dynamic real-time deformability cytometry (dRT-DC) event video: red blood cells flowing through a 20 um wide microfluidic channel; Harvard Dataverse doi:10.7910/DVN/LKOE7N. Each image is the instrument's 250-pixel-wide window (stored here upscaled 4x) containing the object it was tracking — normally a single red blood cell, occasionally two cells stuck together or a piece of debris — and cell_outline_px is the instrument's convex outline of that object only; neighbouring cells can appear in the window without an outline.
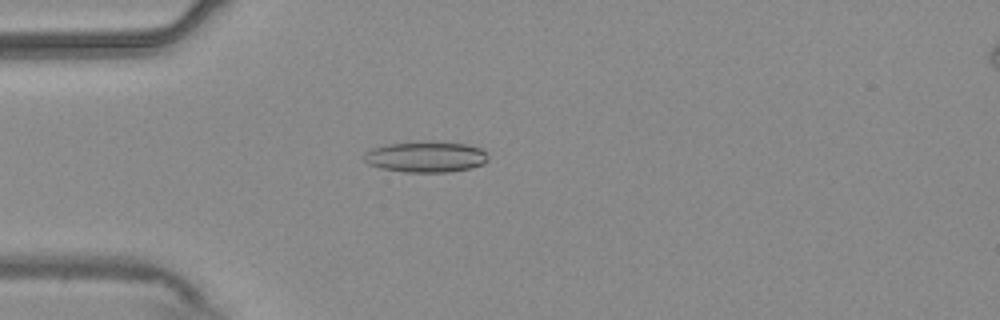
{"species": "common noctule bat (a hibernating species)", "species_latin": "Nyctalus noctula", "temperature_condition": "warm", "stored_images_in_passage": 47, "camera_frame_rate_fps": 3000, "um_per_image_px": 0.085, "animal": {"sex": "male", "body_mass_g": 20.4}, "frame": {"image": 1, "passage_image": 8, "time_ms": 2.333, "image_size_px": [1000, 320], "cell_outline_px": [[488, 160], [484, 164], [472, 168], [448, 172], [404, 172], [380, 168], [368, 164], [364, 160], [364, 152], [372, 148], [388, 144], [464, 144], [480, 148], [488, 152]], "centroid_in_image_um": [36.21, 13.38], "position_along_channel_um": 48.8, "area_um2": 21.62}}
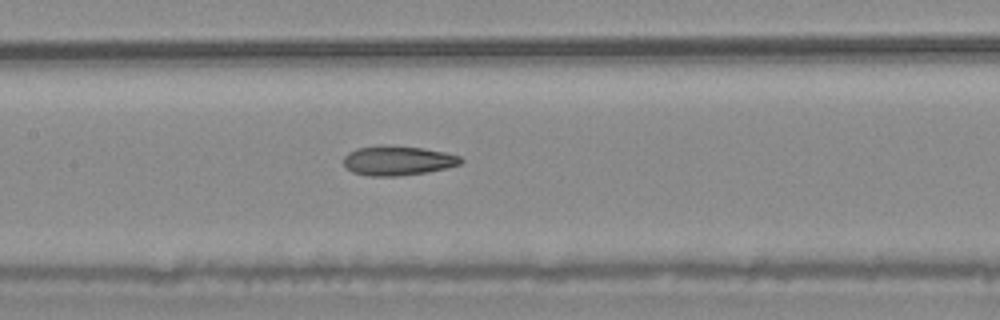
{"frame": {"image": 2, "passage_image": 19, "time_ms": 6.0, "image_size_px": [1000, 320], "cell_outline_px": [[464, 160], [460, 164], [428, 172], [396, 176], [368, 176], [352, 172], [344, 164], [344, 156], [348, 152], [356, 148], [380, 144], [384, 144], [424, 148], [444, 152], [460, 156]], "centroid_in_image_um": [33.78, 13.63], "position_along_channel_um": 173.6, "area_um2": 20.35}}
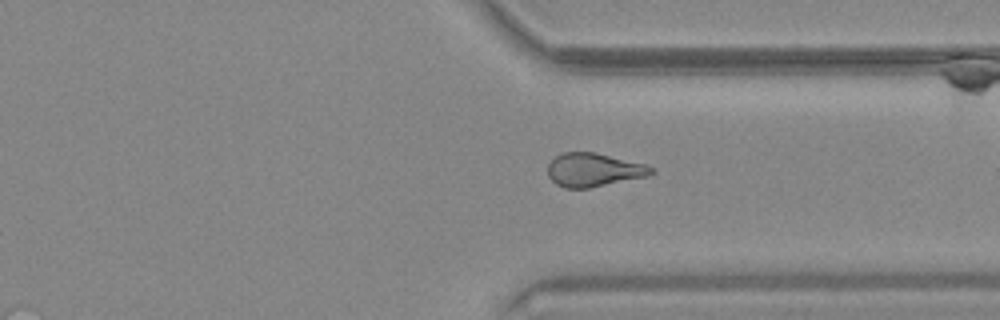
{"frame": {"image": 3, "passage_image": 34, "time_ms": 11.0, "image_size_px": [1000, 320], "cell_outline_px": [[656, 172], [648, 176], [588, 188], [564, 188], [556, 184], [548, 176], [548, 164], [556, 156], [564, 152], [596, 152], [644, 164], [652, 168]], "centroid_in_image_um": [50.45, 14.44], "position_along_channel_um": 360.9, "area_um2": 20.11}, "authors_computed_cell_mechanics": {"area_um2": 20.4612, "velocity_mm_per_s": 3.7579, "shape_relaxation_time_tau1_ms": null, "shape_relaxation_time_tau2_ms": 3.8994, "deformation_change_tau1": null, "deformation_change_tau2": 0.1328}}